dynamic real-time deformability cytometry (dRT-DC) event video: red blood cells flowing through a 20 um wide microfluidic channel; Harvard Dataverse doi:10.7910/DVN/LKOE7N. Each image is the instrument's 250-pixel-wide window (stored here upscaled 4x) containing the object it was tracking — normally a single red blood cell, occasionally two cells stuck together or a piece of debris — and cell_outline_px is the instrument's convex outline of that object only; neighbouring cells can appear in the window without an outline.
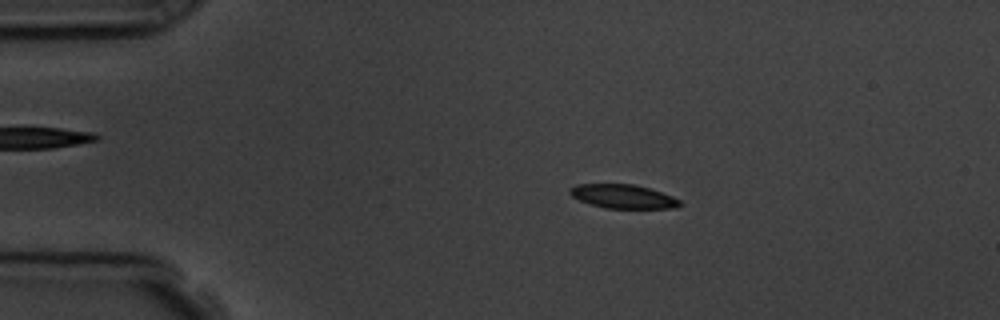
{"species": "common noctule bat (a hibernating species)", "species_latin": "Nyctalus noctula", "temperature_condition": "room temperature", "stored_images_in_passage": 3, "camera_frame_rate_fps": 3000, "um_per_image_px": 0.085, "animal": {"sex": "male", "body_mass_g": 19.5, "forearm_length_mm": 54.6}, "frame": {"image": 1, "passage_image": 2, "time_ms": 1.333, "image_size_px": [1000, 320], "cell_outline_px": [[684, 204], [676, 208], [604, 208], [580, 200], [572, 196], [568, 192], [568, 188], [576, 184], [632, 184], [648, 188], [672, 196], [680, 200]], "centroid_in_image_um": [52.96, 16.69], "position_along_channel_um": 32.0, "area_um2": 15.26}}